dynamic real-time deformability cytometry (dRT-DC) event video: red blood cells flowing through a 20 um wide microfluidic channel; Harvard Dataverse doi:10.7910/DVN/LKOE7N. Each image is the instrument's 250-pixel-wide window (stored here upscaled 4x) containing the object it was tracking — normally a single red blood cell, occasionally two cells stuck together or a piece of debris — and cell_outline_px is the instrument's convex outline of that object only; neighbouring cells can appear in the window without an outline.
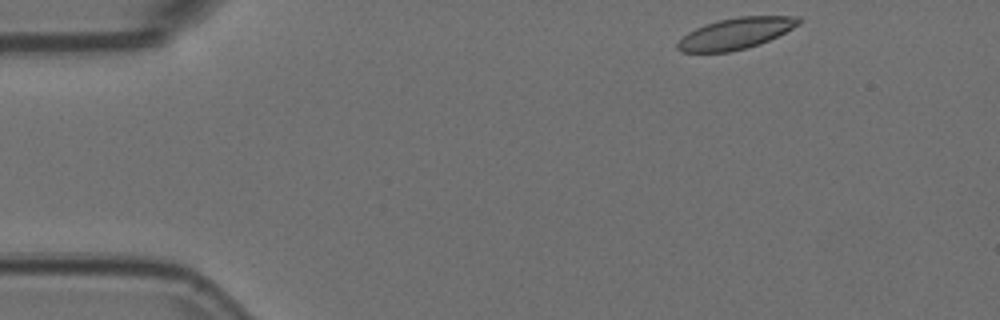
{"species": "Egyptian fruit bat (a non-hibernating species)", "species_latin": "Rousettus aegyptiacus", "temperature_condition": "room temperature", "stored_images_in_passage": 49, "camera_frame_rate_fps": 3000, "um_per_image_px": 0.085, "animal": {"sex": "female"}, "frame": {"image": 1, "passage_image": 1, "time_ms": 0.0, "image_size_px": [1000, 320], "cell_outline_px": [[804, 20], [800, 24], [760, 44], [728, 52], [680, 52], [676, 48], [676, 44], [688, 32], [704, 24], [720, 20], [740, 16], [800, 16]], "centroid_in_image_um": [62.54, 2.83], "position_along_channel_um": 22.5, "area_um2": 21.91}}
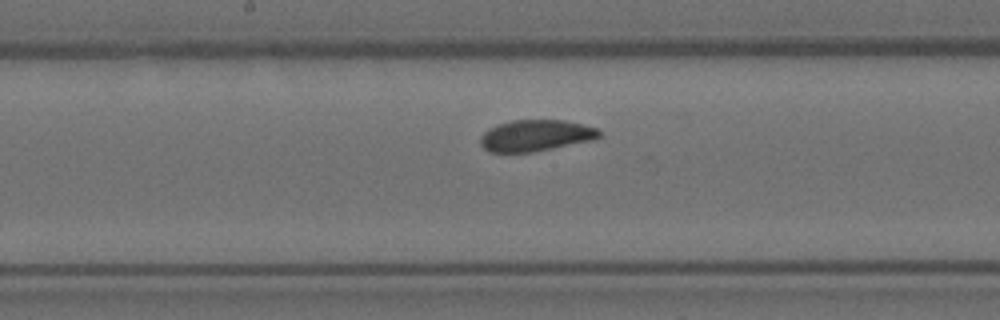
{"frame": {"image": 2, "passage_image": 22, "time_ms": 7.0, "image_size_px": [1000, 320], "cell_outline_px": [[600, 136], [592, 140], [532, 152], [488, 152], [480, 144], [480, 136], [488, 128], [512, 120], [564, 120], [600, 128]], "centroid_in_image_um": [45.52, 11.51], "position_along_channel_um": 202.7, "area_um2": 21.68}}
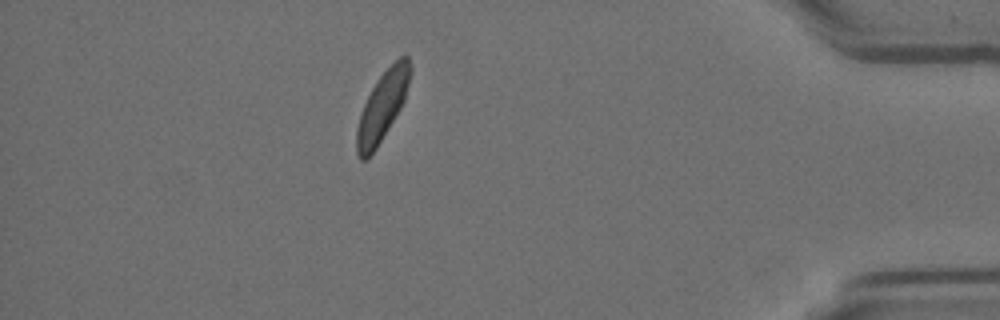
{"frame": {"image": 3, "passage_image": 42, "time_ms": 13.667, "image_size_px": [1000, 320], "cell_outline_px": [[412, 72], [404, 100], [400, 108], [376, 148], [364, 160], [360, 160], [356, 152], [356, 128], [364, 104], [376, 80], [400, 56], [408, 56], [412, 68]], "centroid_in_image_um": [32.5, 9.01], "position_along_channel_um": 402.7, "area_um2": 21.15}, "authors_computed_cell_mechanics": {"area_um2": 22.1952, "velocity_mm_per_s": 3.6903, "shape_relaxation_time_tau1_ms": 5.3845, "shape_relaxation_time_tau2_ms": null, "deformation_change_tau1": 0.1177, "deformation_change_tau2": null}}